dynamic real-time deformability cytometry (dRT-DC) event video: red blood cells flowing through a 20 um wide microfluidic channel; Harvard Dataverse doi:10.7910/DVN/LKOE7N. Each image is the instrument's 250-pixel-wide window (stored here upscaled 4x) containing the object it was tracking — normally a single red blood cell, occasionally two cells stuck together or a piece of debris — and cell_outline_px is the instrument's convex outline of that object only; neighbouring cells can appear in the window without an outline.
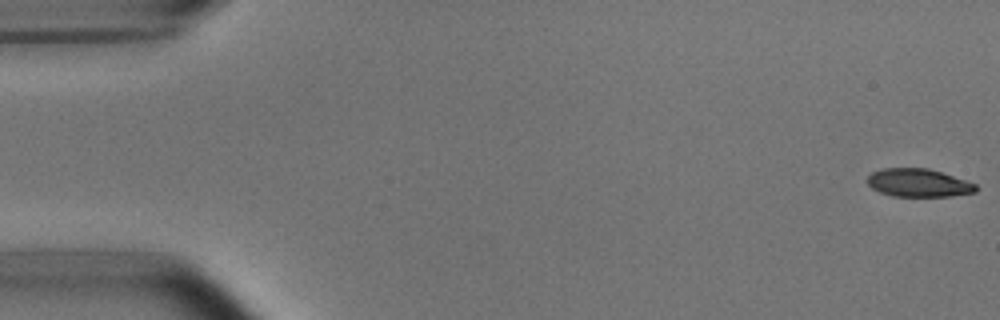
{"species": "common noctule bat (a hibernating species)", "species_latin": "Nyctalus noctula", "temperature_condition": "room temperature", "stored_images_in_passage": 11, "camera_frame_rate_fps": 3000, "um_per_image_px": 0.085, "animal": {"sex": "male", "body_mass_g": 15.6}, "frame": {"image": 1, "passage_image": 1, "time_ms": 0.0, "image_size_px": [1000, 320], "cell_outline_px": [[980, 188], [976, 192], [952, 196], [892, 196], [880, 192], [872, 188], [868, 184], [868, 176], [872, 172], [880, 168], [928, 168], [976, 184]], "centroid_in_image_um": [78.07, 15.54], "position_along_channel_um": 6.9, "area_um2": 17.74}}